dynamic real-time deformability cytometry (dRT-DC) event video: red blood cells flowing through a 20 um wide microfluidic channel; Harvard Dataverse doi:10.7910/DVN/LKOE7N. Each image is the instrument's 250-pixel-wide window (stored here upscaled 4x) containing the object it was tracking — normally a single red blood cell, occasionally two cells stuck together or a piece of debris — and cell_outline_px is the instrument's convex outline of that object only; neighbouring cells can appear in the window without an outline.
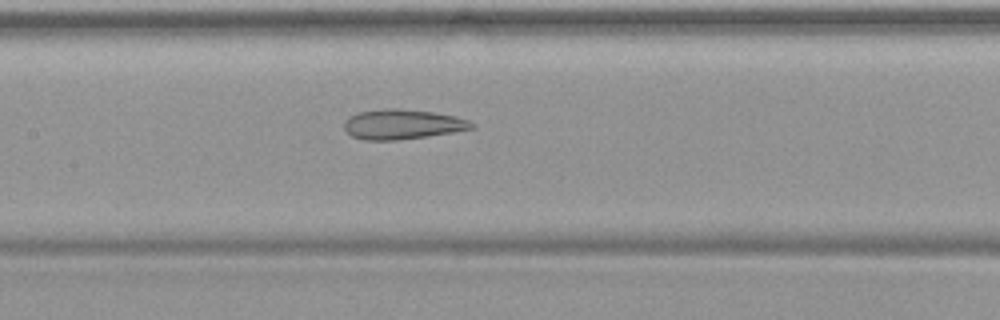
{"species": "common noctule bat (a hibernating species)", "species_latin": "Nyctalus noctula", "temperature_condition": "warm", "stored_images_in_passage": 49, "camera_frame_rate_fps": 3000, "um_per_image_px": 0.085, "animal": {"sex": "female", "body_mass_g": 19.9}, "frame": {"image": 1, "passage_image": 24, "time_ms": 7.667, "image_size_px": [1000, 320], "cell_outline_px": [[476, 128], [428, 136], [396, 140], [364, 140], [352, 136], [344, 128], [344, 124], [352, 116], [360, 112], [384, 108], [396, 108], [432, 112], [456, 116], [468, 120], [476, 124]], "centroid_in_image_um": [34.26, 10.57], "position_along_channel_um": 173.1, "area_um2": 22.02}}
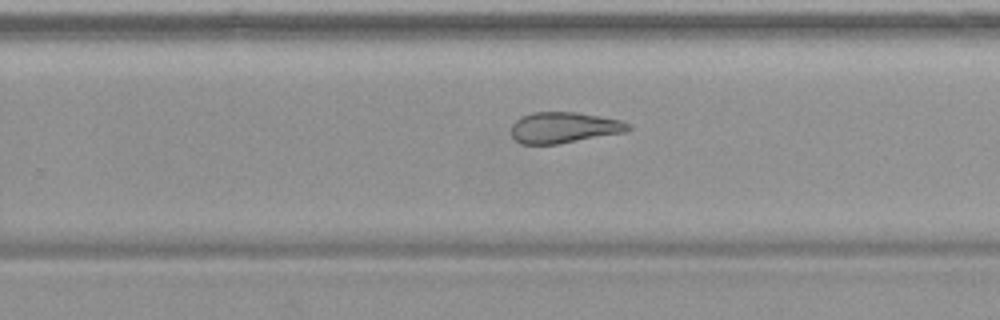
{"frame": {"image": 2, "passage_image": 32, "time_ms": 10.333, "image_size_px": [1000, 320], "cell_outline_px": [[632, 128], [624, 132], [556, 144], [520, 144], [512, 136], [512, 124], [520, 116], [532, 112], [576, 112], [600, 116], [620, 120], [632, 124]], "centroid_in_image_um": [47.92, 10.83], "position_along_channel_um": 281.9, "area_um2": 21.04}}
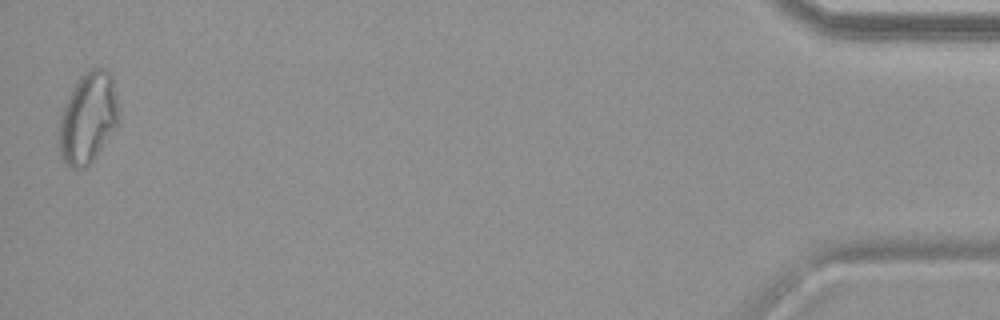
{"frame": {"image": 3, "passage_image": 49, "time_ms": 16.0, "image_size_px": [1000, 320], "cell_outline_px": [[120, 124], [96, 156], [84, 168], [72, 168], [64, 164], [60, 156], [60, 116], [64, 104], [72, 88], [80, 76], [84, 72], [92, 68], [104, 68], [112, 76], [120, 112]], "centroid_in_image_um": [7.51, 10.02], "position_along_channel_um": 427.7, "area_um2": 31.96}}